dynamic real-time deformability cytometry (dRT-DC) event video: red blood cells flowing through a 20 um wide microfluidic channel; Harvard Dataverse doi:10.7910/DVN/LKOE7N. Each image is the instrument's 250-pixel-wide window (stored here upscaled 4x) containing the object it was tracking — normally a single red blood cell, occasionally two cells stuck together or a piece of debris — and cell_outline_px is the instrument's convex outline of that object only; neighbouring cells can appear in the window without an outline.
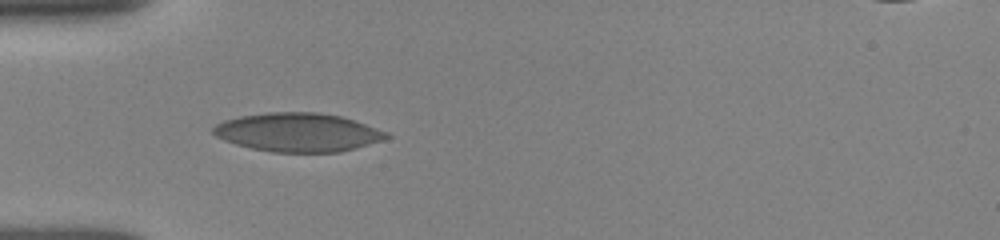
{"species": "human", "species_latin": "Homo sapiens", "temperature_condition": "room temperature", "stored_images_in_passage": 38, "camera_frame_rate_fps": 3000, "um_per_image_px": 0.085, "donor": {"sex": "female"}, "frame": {"image": 1, "passage_image": 1, "time_ms": 0.0, "image_size_px": [1000, 240], "cell_outline_px": [[392, 136], [384, 140], [356, 148], [340, 152], [272, 152], [252, 148], [236, 144], [224, 140], [216, 136], [212, 132], [212, 128], [216, 124], [224, 120], [240, 116], [268, 112], [316, 112], [340, 116], [388, 132]], "centroid_in_image_um": [25.32, 11.25], "position_along_channel_um": 59.7, "area_um2": 38.96}}
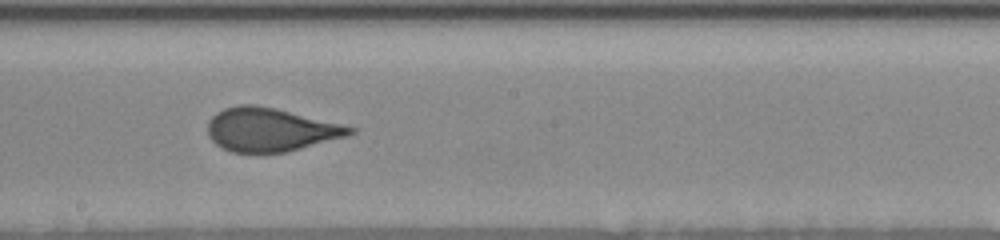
{"frame": {"image": 2, "passage_image": 21, "time_ms": 4.333, "image_size_px": [1000, 240], "cell_outline_px": [[360, 128], [356, 132], [348, 136], [284, 152], [232, 152], [216, 144], [208, 136], [208, 120], [216, 112], [224, 108], [240, 104], [256, 104], [276, 108]], "centroid_in_image_um": [23.01, 11.0], "position_along_channel_um": 225.2, "area_um2": 36.13}}
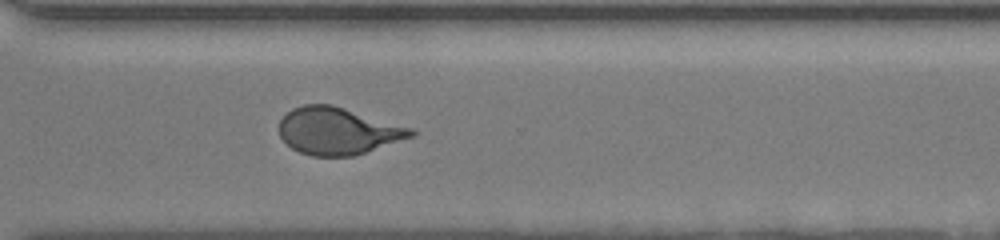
{"frame": {"image": 3, "passage_image": 38, "time_ms": 7.333, "image_size_px": [1000, 240], "cell_outline_px": [[416, 136], [352, 156], [312, 156], [300, 152], [292, 148], [280, 136], [280, 120], [292, 108], [304, 104], [332, 104], [412, 128], [416, 132]], "centroid_in_image_um": [28.73, 11.13], "position_along_channel_um": 341.9, "area_um2": 36.01}}